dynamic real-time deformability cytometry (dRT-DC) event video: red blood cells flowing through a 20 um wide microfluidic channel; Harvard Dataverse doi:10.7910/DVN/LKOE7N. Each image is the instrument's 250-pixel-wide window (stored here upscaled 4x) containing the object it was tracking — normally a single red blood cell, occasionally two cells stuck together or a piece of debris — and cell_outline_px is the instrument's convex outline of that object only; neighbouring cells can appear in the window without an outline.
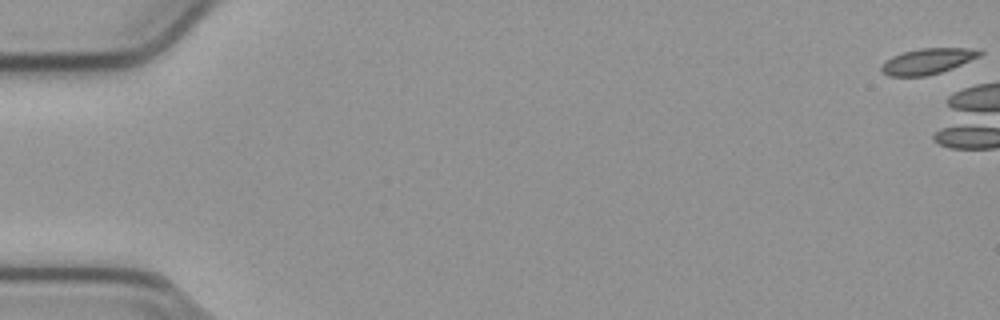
{"species": "common noctule bat (a hibernating species)", "species_latin": "Nyctalus noctula", "temperature_condition": "cold", "stored_images_in_passage": 21, "camera_frame_rate_fps": 3000, "um_per_image_px": 0.085, "animal": {"sex": "male", "body_mass_g": 23.1, "forearm_length_mm": 52.7}, "frame": {"image": 1, "passage_image": 1, "time_ms": 0.0, "image_size_px": [1000, 320], "cell_outline_px": [[984, 52], [980, 56], [952, 68], [928, 76], [888, 76], [880, 68], [880, 64], [892, 56], [904, 52], [920, 48], [972, 48]], "centroid_in_image_um": [78.83, 5.2], "position_along_channel_um": 6.2, "area_um2": 14.68}}